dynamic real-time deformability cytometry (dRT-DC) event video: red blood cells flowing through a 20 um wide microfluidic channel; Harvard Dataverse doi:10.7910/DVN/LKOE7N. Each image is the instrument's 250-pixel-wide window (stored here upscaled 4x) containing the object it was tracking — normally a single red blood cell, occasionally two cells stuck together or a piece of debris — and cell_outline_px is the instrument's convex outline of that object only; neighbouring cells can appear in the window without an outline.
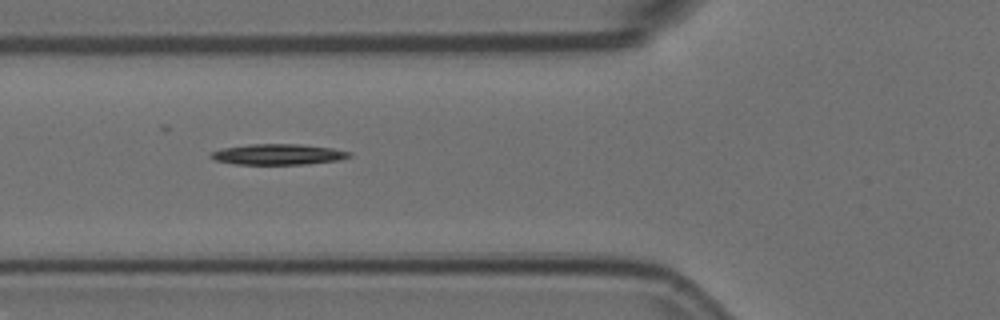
{"species": "Egyptian fruit bat (a non-hibernating species)", "species_latin": "Rousettus aegyptiacus", "temperature_condition": "room temperature", "stored_images_in_passage": 5, "camera_frame_rate_fps": 3000, "um_per_image_px": 0.085, "animal": {"sex": "female"}, "frame": {"image": 1, "passage_image": 2, "time_ms": 0.333, "image_size_px": [1000, 320], "cell_outline_px": [[352, 156], [340, 160], [304, 164], [236, 164], [216, 160], [208, 156], [212, 152], [224, 148], [252, 144], [300, 144], [332, 148], [352, 152]], "centroid_in_image_um": [23.69, 13.12], "position_along_channel_um": 102.1, "area_um2": 16.59}}
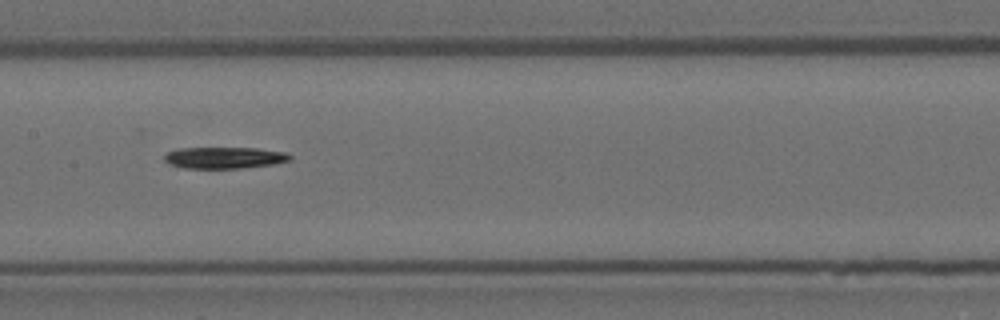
{"frame": {"image": 2, "passage_image": 4, "time_ms": 1.0, "image_size_px": [1000, 320], "cell_outline_px": [[292, 160], [276, 164], [240, 168], [184, 168], [168, 164], [164, 160], [164, 156], [168, 152], [176, 148], [256, 148], [284, 152], [292, 156]], "centroid_in_image_um": [19.07, 13.41], "position_along_channel_um": 188.3, "area_um2": 15.84}}
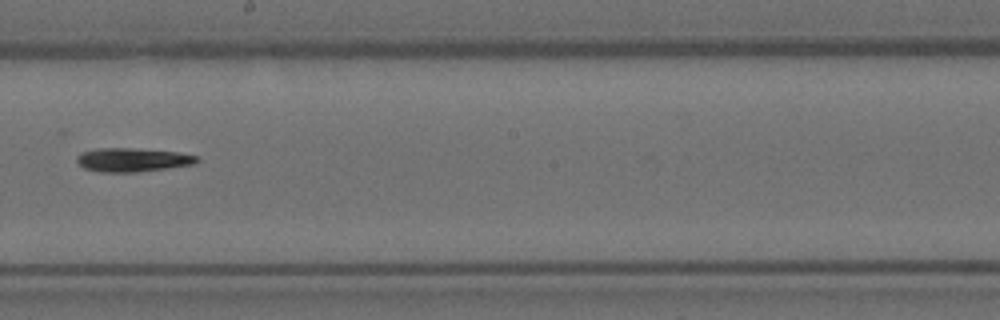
{"frame": {"image": 3, "passage_image": 5, "time_ms": 1.333, "image_size_px": [1000, 320], "cell_outline_px": [[200, 160], [196, 164], [136, 172], [100, 172], [84, 168], [76, 160], [76, 156], [84, 152], [100, 148], [132, 148], [180, 152], [200, 156]], "centroid_in_image_um": [11.33, 13.58], "position_along_channel_um": 236.9, "area_um2": 16.65}}